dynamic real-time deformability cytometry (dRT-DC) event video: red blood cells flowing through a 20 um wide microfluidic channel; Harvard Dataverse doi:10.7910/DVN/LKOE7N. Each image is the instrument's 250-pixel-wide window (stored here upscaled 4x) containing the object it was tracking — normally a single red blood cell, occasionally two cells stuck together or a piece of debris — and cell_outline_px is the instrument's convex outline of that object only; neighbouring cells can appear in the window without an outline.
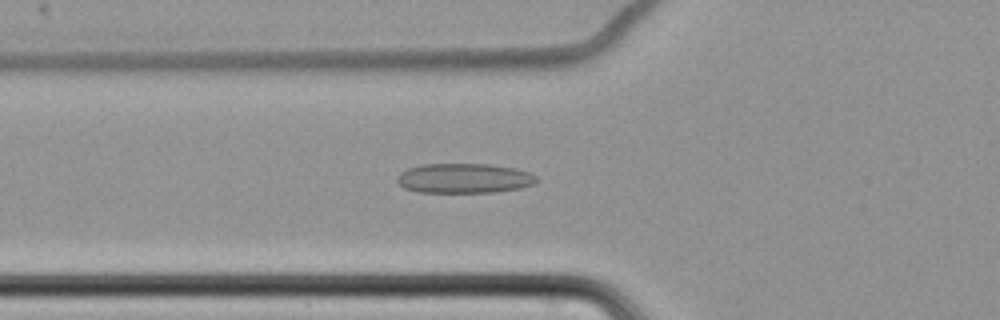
{"species": "common noctule bat (a hibernating species)", "species_latin": "Nyctalus noctula", "temperature_condition": "cold", "stored_images_in_passage": 64, "camera_frame_rate_fps": 3000, "um_per_image_px": 0.085, "animal": {"sex": "female", "body_mass_g": 22.7, "forearm_length_mm": 54.2}, "frame": {"image": 1, "passage_image": 26, "time_ms": 8.333, "image_size_px": [1000, 320], "cell_outline_px": [[536, 180], [532, 184], [520, 188], [496, 192], [420, 192], [404, 188], [396, 180], [396, 176], [400, 172], [408, 168], [424, 164], [488, 164], [516, 168], [532, 172], [536, 176]], "centroid_in_image_um": [39.45, 15.15], "position_along_channel_um": 86.4, "area_um2": 24.22}}
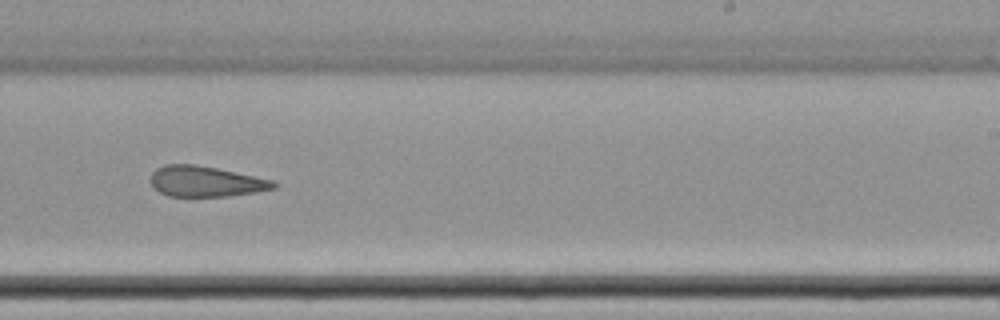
{"frame": {"image": 2, "passage_image": 42, "time_ms": 13.667, "image_size_px": [1000, 320], "cell_outline_px": [[280, 184], [276, 188], [256, 192], [228, 196], [168, 196], [152, 188], [148, 180], [152, 172], [156, 168], [164, 164], [196, 164], [276, 180]], "centroid_in_image_um": [17.48, 15.42], "position_along_channel_um": 271.5, "area_um2": 22.37}}
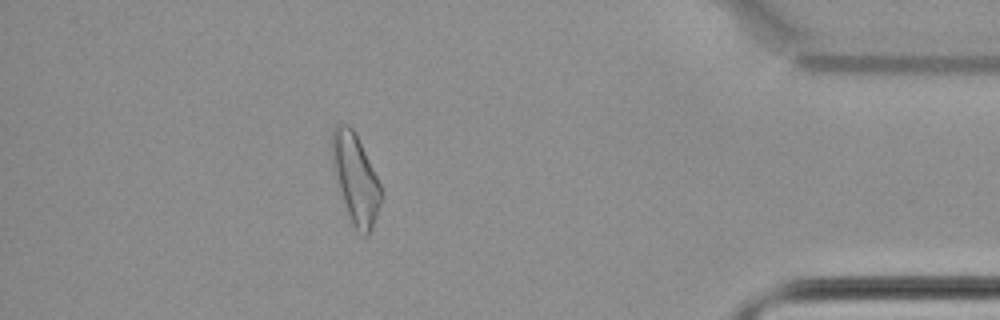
{"frame": {"image": 3, "passage_image": 57, "time_ms": 18.667, "image_size_px": [1000, 320], "cell_outline_px": [[380, 204], [372, 228], [368, 236], [364, 236], [356, 232], [348, 216], [340, 192], [332, 164], [332, 128], [336, 124], [348, 124], [352, 128], [380, 184]], "centroid_in_image_um": [30.19, 15.23], "position_along_channel_um": 405.0, "area_um2": 24.97}, "authors_computed_cell_mechanics": {"area_um2": 24.5361, "velocity_mm_per_s": 3.4757, "shape_relaxation_time_tau1_ms": null, "shape_relaxation_time_tau2_ms": 4.6361, "deformation_change_tau1": null, "deformation_change_tau2": 0.154}}